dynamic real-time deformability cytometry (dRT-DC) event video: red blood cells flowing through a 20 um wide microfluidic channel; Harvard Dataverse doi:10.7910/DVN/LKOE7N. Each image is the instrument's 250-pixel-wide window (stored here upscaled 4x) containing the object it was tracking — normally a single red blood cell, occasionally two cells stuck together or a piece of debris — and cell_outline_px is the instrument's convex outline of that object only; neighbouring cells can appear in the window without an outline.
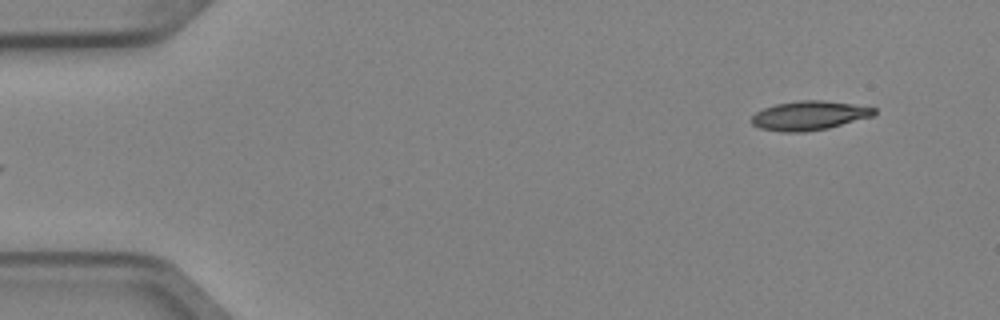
{"species": "Egyptian fruit bat (a non-hibernating species)", "species_latin": "Rousettus aegyptiacus", "temperature_condition": "cold", "stored_images_in_passage": 5, "camera_frame_rate_fps": 3000, "um_per_image_px": 0.085, "animal": {"sex": "female"}, "frame": {"image": 1, "passage_image": 5, "time_ms": 1.333, "image_size_px": [1000, 320], "cell_outline_px": [[876, 112], [872, 116], [828, 128], [804, 132], [784, 132], [760, 128], [752, 124], [752, 116], [756, 112], [764, 108], [776, 104], [800, 100], [824, 100], [852, 104], [876, 108]], "centroid_in_image_um": [68.77, 9.82], "position_along_channel_um": 16.2, "area_um2": 20.63}}